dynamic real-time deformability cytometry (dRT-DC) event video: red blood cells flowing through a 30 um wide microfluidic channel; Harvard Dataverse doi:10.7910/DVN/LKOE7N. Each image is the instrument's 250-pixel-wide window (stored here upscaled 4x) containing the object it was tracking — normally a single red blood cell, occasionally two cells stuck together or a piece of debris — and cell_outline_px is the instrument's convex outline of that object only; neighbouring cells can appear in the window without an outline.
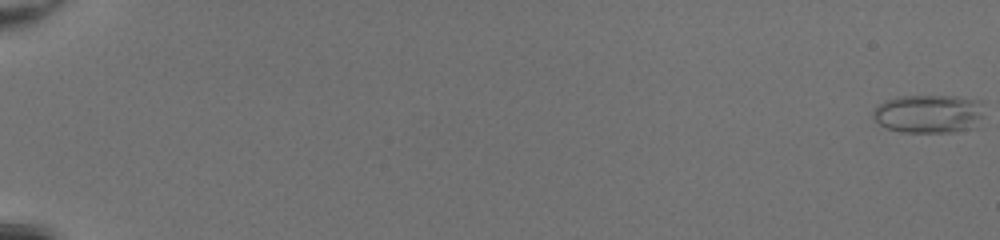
{"species": "common noctule bat (a hibernating species)", "species_latin": "Nyctalus noctula", "temperature_condition": "room temperature", "stored_images_in_passage": 52, "camera_frame_rate_fps": 3000, "um_per_image_px": 0.085, "animal": {"sex": "female", "body_mass_g": 20.0, "forearm_length_mm": 54.0}, "frame": {"image": 1, "passage_image": 1, "time_ms": 0.0, "image_size_px": [1000, 240], "cell_outline_px": [[980, 116], [976, 128], [952, 132], [904, 132], [888, 128], [880, 124], [872, 116], [872, 112], [884, 100], [896, 96], [956, 96], [980, 100]], "centroid_in_image_um": [78.92, 9.67], "position_along_channel_um": 6.1, "area_um2": 24.8}}
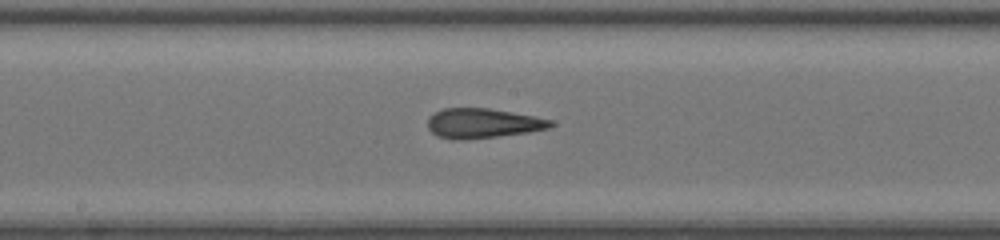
{"frame": {"image": 2, "passage_image": 31, "time_ms": 10.0, "image_size_px": [1000, 240], "cell_outline_px": [[556, 124], [548, 128], [528, 132], [464, 140], [452, 140], [436, 136], [428, 128], [428, 116], [444, 108], [488, 108], [536, 116], [552, 120]], "centroid_in_image_um": [41.02, 10.48], "position_along_channel_um": 207.2, "area_um2": 21.39}}
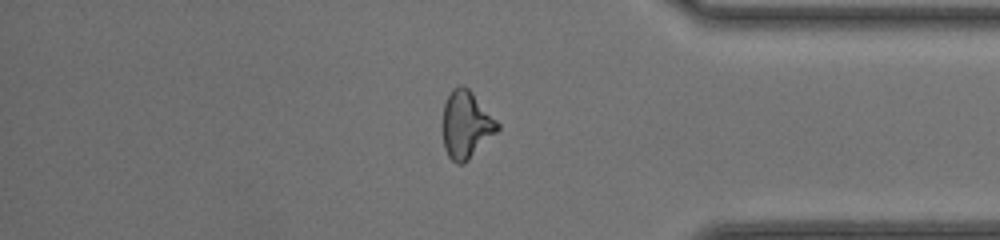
{"frame": {"image": 3, "passage_image": 45, "time_ms": 14.667, "image_size_px": [1000, 240], "cell_outline_px": [[500, 128], [464, 164], [456, 164], [448, 156], [444, 148], [444, 104], [452, 88], [460, 84], [464, 84], [472, 92], [500, 124]], "centroid_in_image_um": [39.62, 10.59], "position_along_channel_um": 395.6, "area_um2": 21.21}, "authors_computed_cell_mechanics": {"area_um2": 22.1374, "velocity_mm_per_s": 4.3207, "shape_relaxation_time_tau1_ms": null, "shape_relaxation_time_tau2_ms": 1.7164, "deformation_change_tau1": null, "deformation_change_tau2": 0.095}}